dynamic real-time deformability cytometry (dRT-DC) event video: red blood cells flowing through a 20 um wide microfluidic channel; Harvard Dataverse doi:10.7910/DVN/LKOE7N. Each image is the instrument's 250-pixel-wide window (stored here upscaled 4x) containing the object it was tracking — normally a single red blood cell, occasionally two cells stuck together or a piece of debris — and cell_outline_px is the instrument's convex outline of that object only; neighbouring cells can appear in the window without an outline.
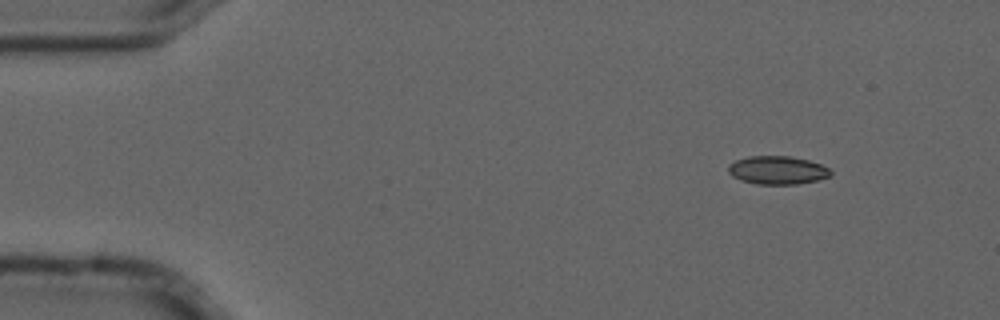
{"species": "common noctule bat (a hibernating species)", "species_latin": "Nyctalus noctula", "temperature_condition": "cold", "stored_images_in_passage": 6, "camera_frame_rate_fps": 3000, "um_per_image_px": 0.085, "animal": {"sex": "male", "forearm_length_mm": 52.5}, "frame": {"image": 1, "passage_image": 1, "time_ms": 0.0, "image_size_px": [1000, 320], "cell_outline_px": [[832, 176], [816, 180], [796, 184], [756, 184], [740, 180], [732, 176], [728, 172], [728, 164], [736, 160], [748, 156], [792, 156], [808, 160], [820, 164], [828, 168], [832, 172]], "centroid_in_image_um": [66.06, 14.46], "position_along_channel_um": 18.9, "area_um2": 16.94}}
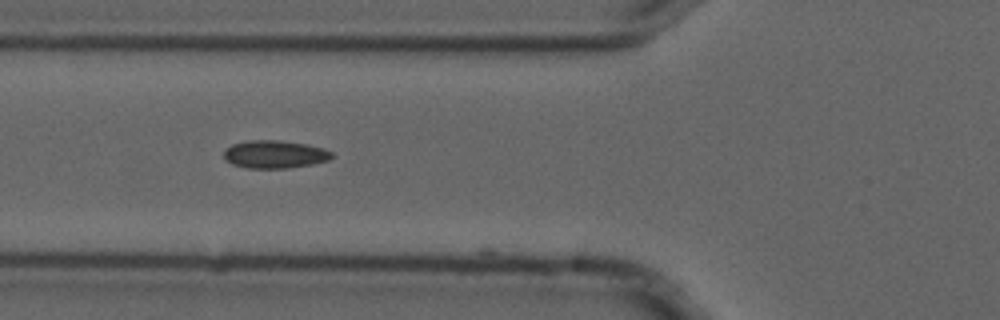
{"frame": {"image": 2, "passage_image": 5, "time_ms": 1.333, "image_size_px": [1000, 320], "cell_outline_px": [[332, 156], [328, 160], [312, 164], [288, 168], [244, 168], [232, 164], [224, 156], [224, 152], [232, 144], [248, 140], [280, 140], [304, 144], [324, 148], [332, 152]], "centroid_in_image_um": [23.35, 13.12], "position_along_channel_um": 102.5, "area_um2": 17.4}}
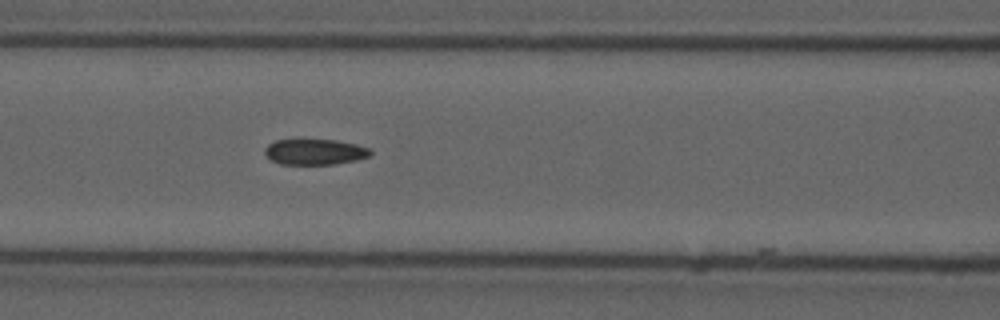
{"frame": {"image": 3, "passage_image": 6, "time_ms": 1.667, "image_size_px": [1000, 320], "cell_outline_px": [[372, 152], [368, 156], [356, 160], [336, 164], [280, 164], [272, 160], [264, 152], [264, 148], [268, 144], [276, 140], [296, 136], [336, 140], [356, 144], [368, 148]], "centroid_in_image_um": [26.7, 12.85], "position_along_channel_um": 139.9, "area_um2": 16.53}}